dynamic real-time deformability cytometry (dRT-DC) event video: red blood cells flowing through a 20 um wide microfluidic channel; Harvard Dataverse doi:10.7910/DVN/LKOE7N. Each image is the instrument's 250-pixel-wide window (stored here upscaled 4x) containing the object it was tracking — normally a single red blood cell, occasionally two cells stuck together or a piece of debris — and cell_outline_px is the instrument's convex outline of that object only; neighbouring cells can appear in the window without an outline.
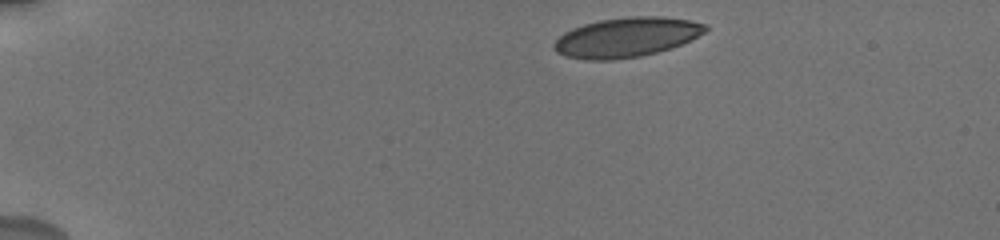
{"species": "human", "species_latin": "Homo sapiens", "temperature_condition": "cold", "stored_images_in_passage": 26, "camera_frame_rate_fps": 3000, "um_per_image_px": 0.085, "donor": {"sex": "male"}, "frame": {"image": 1, "passage_image": 1, "time_ms": 0.0, "image_size_px": [1000, 240], "cell_outline_px": [[708, 28], [704, 32], [672, 48], [640, 56], [612, 60], [588, 60], [564, 56], [556, 52], [552, 48], [552, 44], [564, 32], [572, 28], [584, 24], [600, 20], [628, 16], [664, 16], [692, 20], [708, 24]], "centroid_in_image_um": [53.23, 3.16], "position_along_channel_um": 31.8, "area_um2": 35.08}}
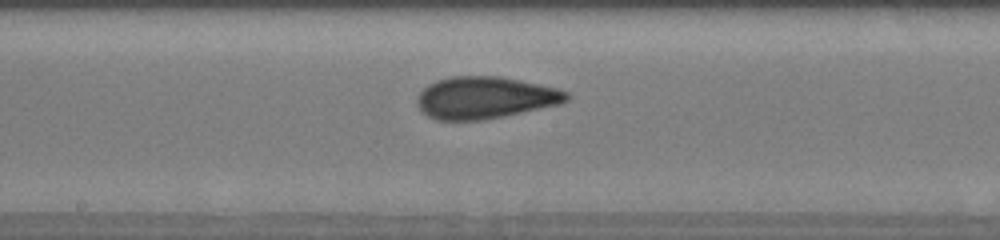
{"frame": {"image": 2, "passage_image": 17, "time_ms": 7.0, "image_size_px": [1000, 240], "cell_outline_px": [[568, 100], [560, 104], [504, 116], [484, 120], [436, 120], [428, 116], [416, 104], [416, 100], [420, 92], [428, 84], [436, 80], [452, 76], [500, 76], [556, 88], [568, 92]], "centroid_in_image_um": [41.2, 8.3], "position_along_channel_um": 207.0, "area_um2": 36.47}}
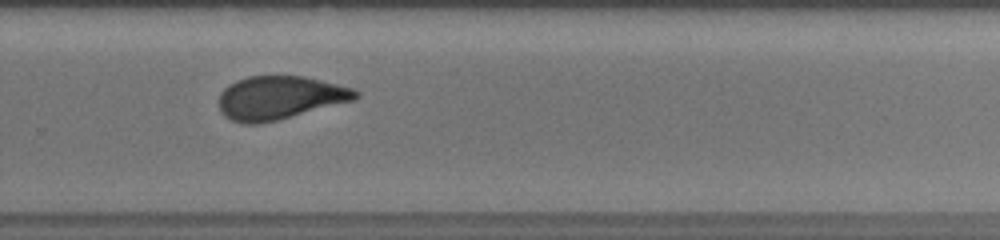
{"frame": {"image": 3, "passage_image": 24, "time_ms": 9.667, "image_size_px": [1000, 240], "cell_outline_px": [[360, 96], [356, 100], [260, 124], [244, 124], [232, 120], [224, 116], [220, 112], [220, 92], [228, 84], [236, 80], [248, 76], [304, 76], [352, 88], [360, 92]], "centroid_in_image_um": [23.77, 8.31], "position_along_channel_um": 306.0, "area_um2": 34.56}}